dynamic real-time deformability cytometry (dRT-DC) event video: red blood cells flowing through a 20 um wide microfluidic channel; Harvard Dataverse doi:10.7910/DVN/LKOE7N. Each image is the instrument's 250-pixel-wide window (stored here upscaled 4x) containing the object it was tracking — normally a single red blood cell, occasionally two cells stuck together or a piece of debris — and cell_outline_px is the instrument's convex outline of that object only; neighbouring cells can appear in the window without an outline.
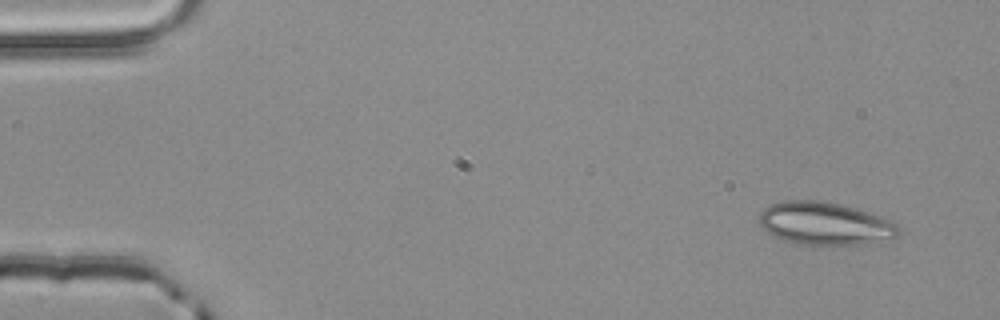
{"species": "common noctule bat (a hibernating species)", "species_latin": "Nyctalus noctula", "temperature_condition": "room temperature", "stored_images_in_passage": 51, "camera_frame_rate_fps": 3000, "um_per_image_px": 0.085, "animal": {"sex": "male", "body_mass_g": 20.4}, "frame": {"image": 1, "passage_image": 1, "time_ms": 0.0, "image_size_px": [1000, 320], "cell_outline_px": [[900, 232], [896, 236], [864, 244], [792, 244], [772, 236], [760, 224], [760, 212], [768, 204], [784, 200], [820, 200], [840, 204], [856, 208], [892, 220], [900, 228]], "centroid_in_image_um": [70.08, 18.99], "position_along_channel_um": 14.9, "area_um2": 34.8}}
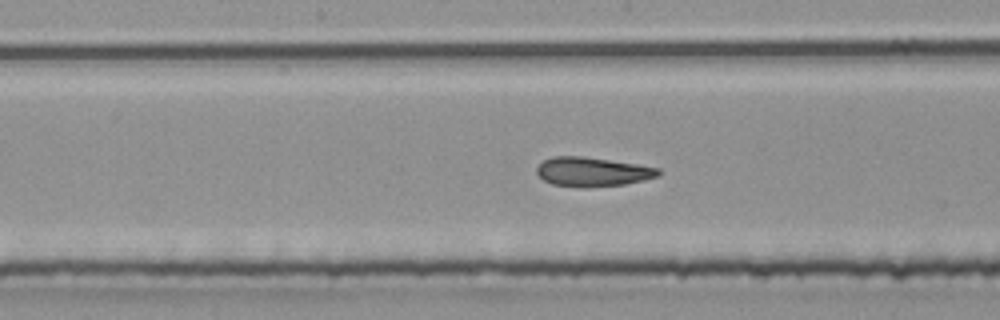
{"frame": {"image": 2, "passage_image": 25, "time_ms": 8.0, "image_size_px": [1000, 320], "cell_outline_px": [[660, 176], [644, 180], [624, 184], [588, 188], [584, 188], [552, 184], [544, 180], [536, 172], [536, 168], [544, 160], [552, 156], [584, 156], [636, 164], [660, 168]], "centroid_in_image_um": [50.36, 14.61], "position_along_channel_um": 197.8, "area_um2": 20.81}}
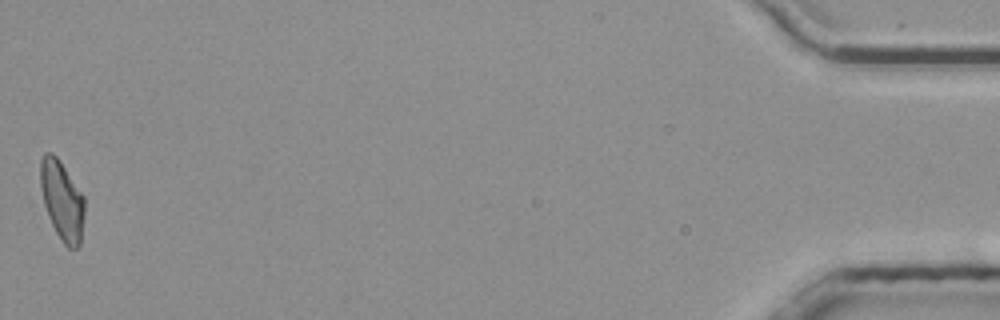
{"frame": {"image": 3, "passage_image": 51, "time_ms": 16.667, "image_size_px": [1000, 320], "cell_outline_px": [[84, 216], [80, 244], [76, 248], [68, 248], [64, 244], [56, 232], [48, 216], [44, 204], [40, 188], [40, 160], [44, 152], [52, 152], [56, 156], [84, 196]], "centroid_in_image_um": [5.26, 17.03], "position_along_channel_um": 429.9, "area_um2": 20.29}, "authors_computed_cell_mechanics": {"area_um2": 20.808, "velocity_mm_per_s": 3.855, "shape_relaxation_time_tau1_ms": 9.0157, "shape_relaxation_time_tau2_ms": 2.2334, "deformation_change_tau1": 0.157, "deformation_change_tau2": 0.1041}}